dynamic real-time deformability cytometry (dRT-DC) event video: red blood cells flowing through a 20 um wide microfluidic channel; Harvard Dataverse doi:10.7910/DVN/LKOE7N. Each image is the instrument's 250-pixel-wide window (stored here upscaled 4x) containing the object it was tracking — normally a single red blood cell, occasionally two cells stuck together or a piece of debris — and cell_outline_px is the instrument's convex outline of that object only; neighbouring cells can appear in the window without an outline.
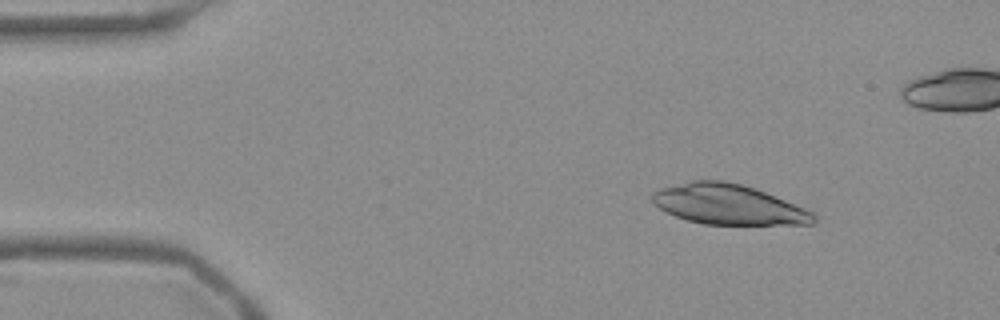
{"species": "Egyptian fruit bat (a non-hibernating species)", "species_latin": "Rousettus aegyptiacus", "temperature_condition": "warm", "stored_images_in_passage": 54, "camera_frame_rate_fps": 3000, "um_per_image_px": 0.085, "frame": {"image": 1, "passage_image": 7, "time_ms": 2.0, "image_size_px": [1000, 320], "cell_outline_px": [[816, 220], [812, 224], [704, 224], [688, 220], [676, 216], [660, 208], [652, 200], [652, 192], [656, 188], [692, 180], [724, 180], [740, 184], [764, 192], [804, 208], [812, 212], [816, 216]], "centroid_in_image_um": [61.86, 17.37], "position_along_channel_um": 23.1, "area_um2": 37.34}}